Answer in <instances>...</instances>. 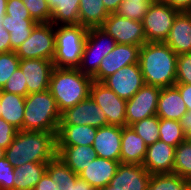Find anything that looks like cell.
<instances>
[{"instance_id": "obj_37", "label": "cell", "mask_w": 191, "mask_h": 190, "mask_svg": "<svg viewBox=\"0 0 191 190\" xmlns=\"http://www.w3.org/2000/svg\"><path fill=\"white\" fill-rule=\"evenodd\" d=\"M20 58L14 51L0 53V90L19 67Z\"/></svg>"}, {"instance_id": "obj_41", "label": "cell", "mask_w": 191, "mask_h": 190, "mask_svg": "<svg viewBox=\"0 0 191 190\" xmlns=\"http://www.w3.org/2000/svg\"><path fill=\"white\" fill-rule=\"evenodd\" d=\"M19 130L0 118V147L7 149Z\"/></svg>"}, {"instance_id": "obj_3", "label": "cell", "mask_w": 191, "mask_h": 190, "mask_svg": "<svg viewBox=\"0 0 191 190\" xmlns=\"http://www.w3.org/2000/svg\"><path fill=\"white\" fill-rule=\"evenodd\" d=\"M92 77L78 68L54 67L50 76L49 91L60 112L71 108L90 95Z\"/></svg>"}, {"instance_id": "obj_40", "label": "cell", "mask_w": 191, "mask_h": 190, "mask_svg": "<svg viewBox=\"0 0 191 190\" xmlns=\"http://www.w3.org/2000/svg\"><path fill=\"white\" fill-rule=\"evenodd\" d=\"M14 167L3 157L0 159V190H13Z\"/></svg>"}, {"instance_id": "obj_22", "label": "cell", "mask_w": 191, "mask_h": 190, "mask_svg": "<svg viewBox=\"0 0 191 190\" xmlns=\"http://www.w3.org/2000/svg\"><path fill=\"white\" fill-rule=\"evenodd\" d=\"M147 145L131 126L122 127L120 163L143 164Z\"/></svg>"}, {"instance_id": "obj_44", "label": "cell", "mask_w": 191, "mask_h": 190, "mask_svg": "<svg viewBox=\"0 0 191 190\" xmlns=\"http://www.w3.org/2000/svg\"><path fill=\"white\" fill-rule=\"evenodd\" d=\"M186 105L187 111H191V84L175 83Z\"/></svg>"}, {"instance_id": "obj_19", "label": "cell", "mask_w": 191, "mask_h": 190, "mask_svg": "<svg viewBox=\"0 0 191 190\" xmlns=\"http://www.w3.org/2000/svg\"><path fill=\"white\" fill-rule=\"evenodd\" d=\"M119 161L96 157L78 176L88 182L95 190L109 184L117 172Z\"/></svg>"}, {"instance_id": "obj_31", "label": "cell", "mask_w": 191, "mask_h": 190, "mask_svg": "<svg viewBox=\"0 0 191 190\" xmlns=\"http://www.w3.org/2000/svg\"><path fill=\"white\" fill-rule=\"evenodd\" d=\"M46 172L52 181L58 183V190H71V181H76L78 174H75L57 156L47 163Z\"/></svg>"}, {"instance_id": "obj_35", "label": "cell", "mask_w": 191, "mask_h": 190, "mask_svg": "<svg viewBox=\"0 0 191 190\" xmlns=\"http://www.w3.org/2000/svg\"><path fill=\"white\" fill-rule=\"evenodd\" d=\"M153 2L123 0L116 13L131 20L142 21Z\"/></svg>"}, {"instance_id": "obj_13", "label": "cell", "mask_w": 191, "mask_h": 190, "mask_svg": "<svg viewBox=\"0 0 191 190\" xmlns=\"http://www.w3.org/2000/svg\"><path fill=\"white\" fill-rule=\"evenodd\" d=\"M59 125H90L99 128L108 124L104 111L89 96L61 112Z\"/></svg>"}, {"instance_id": "obj_25", "label": "cell", "mask_w": 191, "mask_h": 190, "mask_svg": "<svg viewBox=\"0 0 191 190\" xmlns=\"http://www.w3.org/2000/svg\"><path fill=\"white\" fill-rule=\"evenodd\" d=\"M24 110V96L0 91V118L18 130H23Z\"/></svg>"}, {"instance_id": "obj_47", "label": "cell", "mask_w": 191, "mask_h": 190, "mask_svg": "<svg viewBox=\"0 0 191 190\" xmlns=\"http://www.w3.org/2000/svg\"><path fill=\"white\" fill-rule=\"evenodd\" d=\"M180 124L187 139H191V111H188L182 116Z\"/></svg>"}, {"instance_id": "obj_39", "label": "cell", "mask_w": 191, "mask_h": 190, "mask_svg": "<svg viewBox=\"0 0 191 190\" xmlns=\"http://www.w3.org/2000/svg\"><path fill=\"white\" fill-rule=\"evenodd\" d=\"M176 83L191 84V53L177 57Z\"/></svg>"}, {"instance_id": "obj_18", "label": "cell", "mask_w": 191, "mask_h": 190, "mask_svg": "<svg viewBox=\"0 0 191 190\" xmlns=\"http://www.w3.org/2000/svg\"><path fill=\"white\" fill-rule=\"evenodd\" d=\"M122 127L106 125L97 128L93 148L98 157L120 162Z\"/></svg>"}, {"instance_id": "obj_42", "label": "cell", "mask_w": 191, "mask_h": 190, "mask_svg": "<svg viewBox=\"0 0 191 190\" xmlns=\"http://www.w3.org/2000/svg\"><path fill=\"white\" fill-rule=\"evenodd\" d=\"M6 14L10 16H31L22 0H8Z\"/></svg>"}, {"instance_id": "obj_17", "label": "cell", "mask_w": 191, "mask_h": 190, "mask_svg": "<svg viewBox=\"0 0 191 190\" xmlns=\"http://www.w3.org/2000/svg\"><path fill=\"white\" fill-rule=\"evenodd\" d=\"M175 148L161 140L148 145L143 167L151 175L173 173Z\"/></svg>"}, {"instance_id": "obj_26", "label": "cell", "mask_w": 191, "mask_h": 190, "mask_svg": "<svg viewBox=\"0 0 191 190\" xmlns=\"http://www.w3.org/2000/svg\"><path fill=\"white\" fill-rule=\"evenodd\" d=\"M2 23L10 34L11 51H15L38 24L31 16H10L7 14L3 16Z\"/></svg>"}, {"instance_id": "obj_7", "label": "cell", "mask_w": 191, "mask_h": 190, "mask_svg": "<svg viewBox=\"0 0 191 190\" xmlns=\"http://www.w3.org/2000/svg\"><path fill=\"white\" fill-rule=\"evenodd\" d=\"M20 59H45L55 55V25L38 23L30 36L14 51Z\"/></svg>"}, {"instance_id": "obj_48", "label": "cell", "mask_w": 191, "mask_h": 190, "mask_svg": "<svg viewBox=\"0 0 191 190\" xmlns=\"http://www.w3.org/2000/svg\"><path fill=\"white\" fill-rule=\"evenodd\" d=\"M71 190H95L88 182L84 179L77 177L76 181H71Z\"/></svg>"}, {"instance_id": "obj_14", "label": "cell", "mask_w": 191, "mask_h": 190, "mask_svg": "<svg viewBox=\"0 0 191 190\" xmlns=\"http://www.w3.org/2000/svg\"><path fill=\"white\" fill-rule=\"evenodd\" d=\"M140 46L116 44L99 65L98 72L92 77L95 82H102L122 67L139 63Z\"/></svg>"}, {"instance_id": "obj_50", "label": "cell", "mask_w": 191, "mask_h": 190, "mask_svg": "<svg viewBox=\"0 0 191 190\" xmlns=\"http://www.w3.org/2000/svg\"><path fill=\"white\" fill-rule=\"evenodd\" d=\"M8 0H0V26H3L2 18L6 14V6Z\"/></svg>"}, {"instance_id": "obj_38", "label": "cell", "mask_w": 191, "mask_h": 190, "mask_svg": "<svg viewBox=\"0 0 191 190\" xmlns=\"http://www.w3.org/2000/svg\"><path fill=\"white\" fill-rule=\"evenodd\" d=\"M2 91L14 93L16 95H22L26 97L28 95L27 85L24 78V73L18 67L15 72L8 79Z\"/></svg>"}, {"instance_id": "obj_8", "label": "cell", "mask_w": 191, "mask_h": 190, "mask_svg": "<svg viewBox=\"0 0 191 190\" xmlns=\"http://www.w3.org/2000/svg\"><path fill=\"white\" fill-rule=\"evenodd\" d=\"M179 13L162 0L151 3L142 20L146 42H165Z\"/></svg>"}, {"instance_id": "obj_15", "label": "cell", "mask_w": 191, "mask_h": 190, "mask_svg": "<svg viewBox=\"0 0 191 190\" xmlns=\"http://www.w3.org/2000/svg\"><path fill=\"white\" fill-rule=\"evenodd\" d=\"M19 68L24 73L28 94L49 89L53 61L45 59H20Z\"/></svg>"}, {"instance_id": "obj_28", "label": "cell", "mask_w": 191, "mask_h": 190, "mask_svg": "<svg viewBox=\"0 0 191 190\" xmlns=\"http://www.w3.org/2000/svg\"><path fill=\"white\" fill-rule=\"evenodd\" d=\"M47 163L28 162L14 168L13 190H33L45 173Z\"/></svg>"}, {"instance_id": "obj_51", "label": "cell", "mask_w": 191, "mask_h": 190, "mask_svg": "<svg viewBox=\"0 0 191 190\" xmlns=\"http://www.w3.org/2000/svg\"><path fill=\"white\" fill-rule=\"evenodd\" d=\"M5 157V149L0 147V159Z\"/></svg>"}, {"instance_id": "obj_20", "label": "cell", "mask_w": 191, "mask_h": 190, "mask_svg": "<svg viewBox=\"0 0 191 190\" xmlns=\"http://www.w3.org/2000/svg\"><path fill=\"white\" fill-rule=\"evenodd\" d=\"M165 43L177 54L191 53V12H180Z\"/></svg>"}, {"instance_id": "obj_5", "label": "cell", "mask_w": 191, "mask_h": 190, "mask_svg": "<svg viewBox=\"0 0 191 190\" xmlns=\"http://www.w3.org/2000/svg\"><path fill=\"white\" fill-rule=\"evenodd\" d=\"M87 31L88 28L80 24L55 26L54 67L77 68L80 65Z\"/></svg>"}, {"instance_id": "obj_49", "label": "cell", "mask_w": 191, "mask_h": 190, "mask_svg": "<svg viewBox=\"0 0 191 190\" xmlns=\"http://www.w3.org/2000/svg\"><path fill=\"white\" fill-rule=\"evenodd\" d=\"M123 0H102L104 7L109 13H116Z\"/></svg>"}, {"instance_id": "obj_16", "label": "cell", "mask_w": 191, "mask_h": 190, "mask_svg": "<svg viewBox=\"0 0 191 190\" xmlns=\"http://www.w3.org/2000/svg\"><path fill=\"white\" fill-rule=\"evenodd\" d=\"M150 177L143 165L120 163L109 185L112 190H148Z\"/></svg>"}, {"instance_id": "obj_27", "label": "cell", "mask_w": 191, "mask_h": 190, "mask_svg": "<svg viewBox=\"0 0 191 190\" xmlns=\"http://www.w3.org/2000/svg\"><path fill=\"white\" fill-rule=\"evenodd\" d=\"M52 10L50 23L58 25L79 24L80 0H47Z\"/></svg>"}, {"instance_id": "obj_12", "label": "cell", "mask_w": 191, "mask_h": 190, "mask_svg": "<svg viewBox=\"0 0 191 190\" xmlns=\"http://www.w3.org/2000/svg\"><path fill=\"white\" fill-rule=\"evenodd\" d=\"M101 83L126 101L131 99L145 84L139 63L122 67Z\"/></svg>"}, {"instance_id": "obj_6", "label": "cell", "mask_w": 191, "mask_h": 190, "mask_svg": "<svg viewBox=\"0 0 191 190\" xmlns=\"http://www.w3.org/2000/svg\"><path fill=\"white\" fill-rule=\"evenodd\" d=\"M116 44V41L100 27L88 28L81 62L77 68L83 74L93 77L98 72L102 59Z\"/></svg>"}, {"instance_id": "obj_10", "label": "cell", "mask_w": 191, "mask_h": 190, "mask_svg": "<svg viewBox=\"0 0 191 190\" xmlns=\"http://www.w3.org/2000/svg\"><path fill=\"white\" fill-rule=\"evenodd\" d=\"M89 96L104 111L108 125L126 126V100L103 83L95 81L91 84Z\"/></svg>"}, {"instance_id": "obj_36", "label": "cell", "mask_w": 191, "mask_h": 190, "mask_svg": "<svg viewBox=\"0 0 191 190\" xmlns=\"http://www.w3.org/2000/svg\"><path fill=\"white\" fill-rule=\"evenodd\" d=\"M32 19L37 23H50L52 10L47 0H22Z\"/></svg>"}, {"instance_id": "obj_9", "label": "cell", "mask_w": 191, "mask_h": 190, "mask_svg": "<svg viewBox=\"0 0 191 190\" xmlns=\"http://www.w3.org/2000/svg\"><path fill=\"white\" fill-rule=\"evenodd\" d=\"M118 44L142 46L146 43L142 21L125 18L117 13H110L100 26Z\"/></svg>"}, {"instance_id": "obj_46", "label": "cell", "mask_w": 191, "mask_h": 190, "mask_svg": "<svg viewBox=\"0 0 191 190\" xmlns=\"http://www.w3.org/2000/svg\"><path fill=\"white\" fill-rule=\"evenodd\" d=\"M10 51V34L3 26H0V53H6Z\"/></svg>"}, {"instance_id": "obj_11", "label": "cell", "mask_w": 191, "mask_h": 190, "mask_svg": "<svg viewBox=\"0 0 191 190\" xmlns=\"http://www.w3.org/2000/svg\"><path fill=\"white\" fill-rule=\"evenodd\" d=\"M161 88L144 84L140 90L126 101V126L156 115Z\"/></svg>"}, {"instance_id": "obj_34", "label": "cell", "mask_w": 191, "mask_h": 190, "mask_svg": "<svg viewBox=\"0 0 191 190\" xmlns=\"http://www.w3.org/2000/svg\"><path fill=\"white\" fill-rule=\"evenodd\" d=\"M131 127L147 146L159 140V117L157 115L137 121Z\"/></svg>"}, {"instance_id": "obj_1", "label": "cell", "mask_w": 191, "mask_h": 190, "mask_svg": "<svg viewBox=\"0 0 191 190\" xmlns=\"http://www.w3.org/2000/svg\"><path fill=\"white\" fill-rule=\"evenodd\" d=\"M57 132L19 130L5 149V157L15 167L33 162L48 163L56 157Z\"/></svg>"}, {"instance_id": "obj_52", "label": "cell", "mask_w": 191, "mask_h": 190, "mask_svg": "<svg viewBox=\"0 0 191 190\" xmlns=\"http://www.w3.org/2000/svg\"><path fill=\"white\" fill-rule=\"evenodd\" d=\"M99 190H112V186H110L109 184Z\"/></svg>"}, {"instance_id": "obj_53", "label": "cell", "mask_w": 191, "mask_h": 190, "mask_svg": "<svg viewBox=\"0 0 191 190\" xmlns=\"http://www.w3.org/2000/svg\"><path fill=\"white\" fill-rule=\"evenodd\" d=\"M130 1H156V0H130Z\"/></svg>"}, {"instance_id": "obj_45", "label": "cell", "mask_w": 191, "mask_h": 190, "mask_svg": "<svg viewBox=\"0 0 191 190\" xmlns=\"http://www.w3.org/2000/svg\"><path fill=\"white\" fill-rule=\"evenodd\" d=\"M178 12H191V0H162Z\"/></svg>"}, {"instance_id": "obj_29", "label": "cell", "mask_w": 191, "mask_h": 190, "mask_svg": "<svg viewBox=\"0 0 191 190\" xmlns=\"http://www.w3.org/2000/svg\"><path fill=\"white\" fill-rule=\"evenodd\" d=\"M110 13L102 0H80L79 24L87 28L100 27Z\"/></svg>"}, {"instance_id": "obj_2", "label": "cell", "mask_w": 191, "mask_h": 190, "mask_svg": "<svg viewBox=\"0 0 191 190\" xmlns=\"http://www.w3.org/2000/svg\"><path fill=\"white\" fill-rule=\"evenodd\" d=\"M178 55L165 42H146L140 48L139 66L147 85L159 88L176 83Z\"/></svg>"}, {"instance_id": "obj_4", "label": "cell", "mask_w": 191, "mask_h": 190, "mask_svg": "<svg viewBox=\"0 0 191 190\" xmlns=\"http://www.w3.org/2000/svg\"><path fill=\"white\" fill-rule=\"evenodd\" d=\"M60 118L61 112L49 90L25 97L23 130L57 132Z\"/></svg>"}, {"instance_id": "obj_23", "label": "cell", "mask_w": 191, "mask_h": 190, "mask_svg": "<svg viewBox=\"0 0 191 190\" xmlns=\"http://www.w3.org/2000/svg\"><path fill=\"white\" fill-rule=\"evenodd\" d=\"M96 133L97 127L90 125H59L56 146H91Z\"/></svg>"}, {"instance_id": "obj_24", "label": "cell", "mask_w": 191, "mask_h": 190, "mask_svg": "<svg viewBox=\"0 0 191 190\" xmlns=\"http://www.w3.org/2000/svg\"><path fill=\"white\" fill-rule=\"evenodd\" d=\"M56 152V156L75 174L83 171L89 161H93L97 157L92 145L56 146Z\"/></svg>"}, {"instance_id": "obj_32", "label": "cell", "mask_w": 191, "mask_h": 190, "mask_svg": "<svg viewBox=\"0 0 191 190\" xmlns=\"http://www.w3.org/2000/svg\"><path fill=\"white\" fill-rule=\"evenodd\" d=\"M173 173L191 182V139H186L175 148Z\"/></svg>"}, {"instance_id": "obj_30", "label": "cell", "mask_w": 191, "mask_h": 190, "mask_svg": "<svg viewBox=\"0 0 191 190\" xmlns=\"http://www.w3.org/2000/svg\"><path fill=\"white\" fill-rule=\"evenodd\" d=\"M148 190H191V182L176 173L153 174Z\"/></svg>"}, {"instance_id": "obj_43", "label": "cell", "mask_w": 191, "mask_h": 190, "mask_svg": "<svg viewBox=\"0 0 191 190\" xmlns=\"http://www.w3.org/2000/svg\"><path fill=\"white\" fill-rule=\"evenodd\" d=\"M57 185L58 183L52 181L49 174L45 171L33 190H58Z\"/></svg>"}, {"instance_id": "obj_33", "label": "cell", "mask_w": 191, "mask_h": 190, "mask_svg": "<svg viewBox=\"0 0 191 190\" xmlns=\"http://www.w3.org/2000/svg\"><path fill=\"white\" fill-rule=\"evenodd\" d=\"M186 139L180 121L159 118V140L177 147Z\"/></svg>"}, {"instance_id": "obj_21", "label": "cell", "mask_w": 191, "mask_h": 190, "mask_svg": "<svg viewBox=\"0 0 191 190\" xmlns=\"http://www.w3.org/2000/svg\"><path fill=\"white\" fill-rule=\"evenodd\" d=\"M187 112L184 100L175 86L161 88L156 111L159 118L180 121Z\"/></svg>"}]
</instances>
